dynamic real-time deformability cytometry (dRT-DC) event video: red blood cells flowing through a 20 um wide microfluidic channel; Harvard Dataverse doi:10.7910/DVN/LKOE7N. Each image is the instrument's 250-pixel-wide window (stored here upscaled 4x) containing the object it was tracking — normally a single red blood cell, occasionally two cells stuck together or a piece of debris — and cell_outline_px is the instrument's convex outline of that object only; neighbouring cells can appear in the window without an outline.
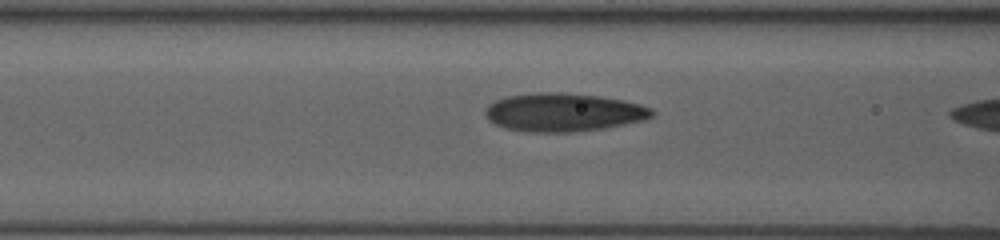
{"species": "human", "species_latin": "Homo sapiens", "temperature_condition": "room temperature", "stored_images_in_passage": 21, "camera_frame_rate_fps": 3000, "um_per_image_px": 0.085, "donor": {"sex": "female"}, "frame": {"image": 1, "passage_image": 19, "time_ms": 6.0, "image_size_px": [1000, 240], "cell_outline_px": [[656, 112], [652, 116], [644, 120], [604, 128], [572, 132], [524, 132], [504, 128], [488, 120], [484, 112], [488, 104], [496, 100], [508, 96], [536, 92], [568, 92], [600, 96], [624, 100], [640, 104], [652, 108]], "centroid_in_image_um": [47.89, 9.54], "position_along_channel_um": 118.7, "area_um2": 37.57}}